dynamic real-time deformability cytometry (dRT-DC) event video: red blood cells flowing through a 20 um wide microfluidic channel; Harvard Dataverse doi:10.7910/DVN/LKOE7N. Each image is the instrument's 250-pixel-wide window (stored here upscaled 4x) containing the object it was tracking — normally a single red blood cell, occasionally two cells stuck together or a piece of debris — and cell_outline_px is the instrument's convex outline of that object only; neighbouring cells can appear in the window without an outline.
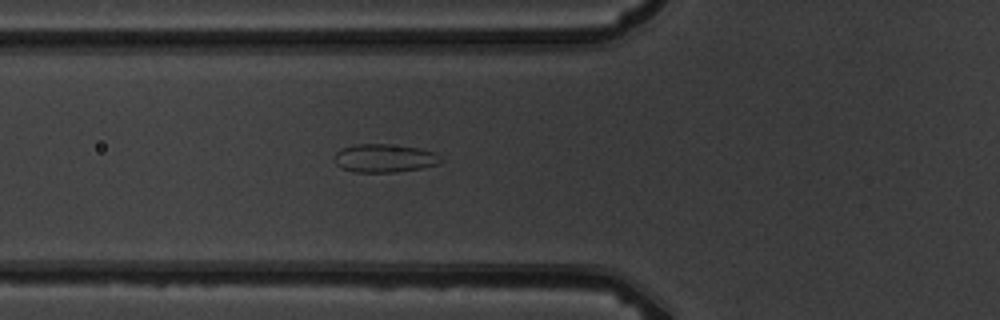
{"species": "common noctule bat (a hibernating species)", "species_latin": "Nyctalus noctula", "temperature_condition": "warm", "stored_images_in_passage": 5, "camera_frame_rate_fps": 3000, "um_per_image_px": 0.085, "animal": {"sex": "male", "body_mass_g": 19.5, "forearm_length_mm": 54.6}, "frame": {"image": 1, "passage_image": 5, "time_ms": 4.667, "image_size_px": [1000, 320], "cell_outline_px": [[444, 160], [440, 164], [420, 168], [396, 172], [356, 172], [340, 168], [332, 160], [336, 152], [340, 148], [356, 144], [388, 144], [420, 148], [432, 152], [440, 156]], "centroid_in_image_um": [32.65, 13.45], "position_along_channel_um": 93.2, "area_um2": 17.74}}